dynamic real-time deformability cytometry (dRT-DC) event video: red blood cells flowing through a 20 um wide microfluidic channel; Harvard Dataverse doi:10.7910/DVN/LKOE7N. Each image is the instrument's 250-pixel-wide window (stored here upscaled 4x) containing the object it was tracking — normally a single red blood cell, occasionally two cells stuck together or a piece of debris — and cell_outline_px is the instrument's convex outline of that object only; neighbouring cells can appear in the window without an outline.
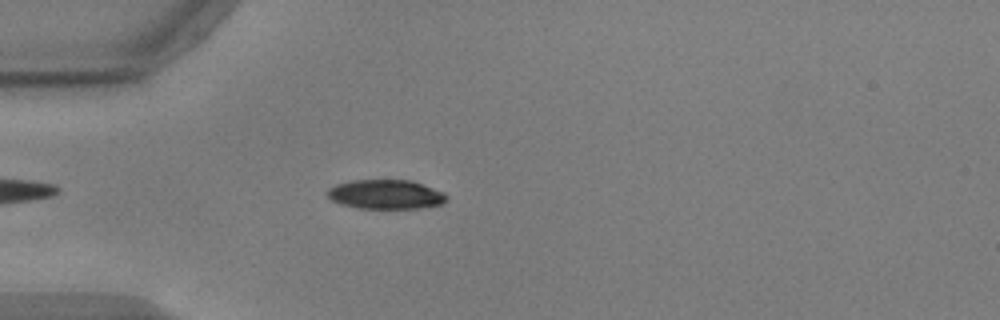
{"species": "common noctule bat (a hibernating species)", "species_latin": "Nyctalus noctula", "temperature_condition": "warm", "stored_images_in_passage": 45, "camera_frame_rate_fps": 3000, "um_per_image_px": 0.085, "animal": {"sex": "male", "body_mass_g": 17.9, "forearm_length_mm": 54.2}, "frame": {"image": 1, "passage_image": 6, "time_ms": 1.667, "image_size_px": [1000, 320], "cell_outline_px": [[448, 200], [444, 204], [420, 208], [360, 208], [340, 204], [332, 200], [328, 196], [328, 188], [336, 184], [352, 180], [412, 180], [444, 192], [448, 196]], "centroid_in_image_um": [32.83, 16.52], "position_along_channel_um": 52.2, "area_um2": 20.46}}
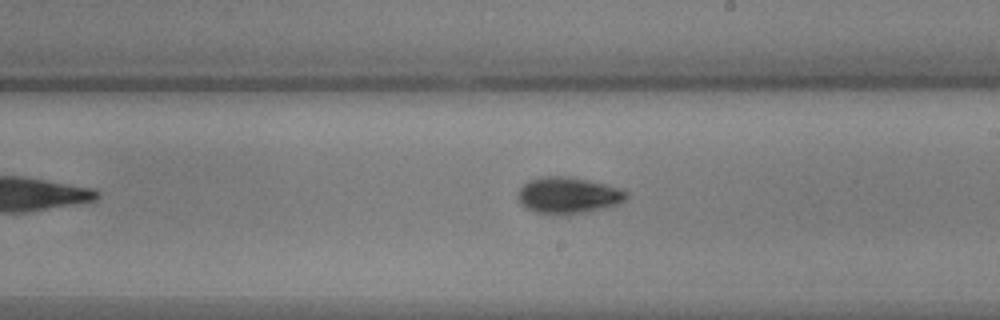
{"frame": {"image": 2, "passage_image": 22, "time_ms": 7.0, "image_size_px": [1000, 320], "cell_outline_px": [[628, 196], [624, 200], [616, 204], [604, 208], [588, 212], [552, 216], [536, 212], [520, 204], [516, 196], [520, 188], [528, 180], [544, 176], [568, 176], [604, 184], [620, 188], [628, 192]], "centroid_in_image_um": [48.26, 16.62], "position_along_channel_um": 240.7, "area_um2": 23.18}}
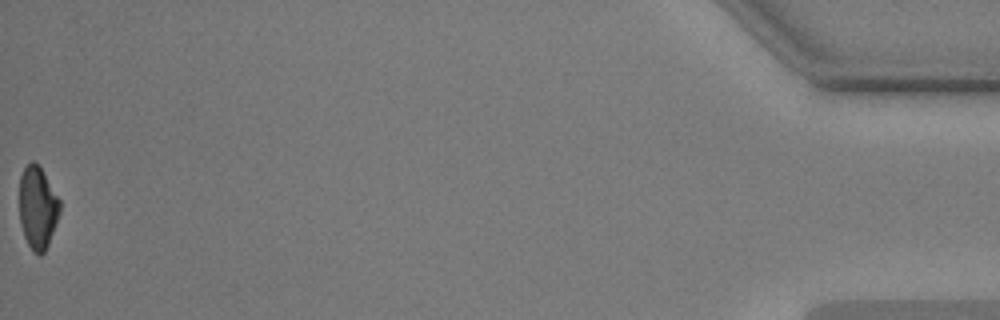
{"frame": {"image": 3, "passage_image": 45, "time_ms": 14.667, "image_size_px": [1000, 320], "cell_outline_px": [[60, 212], [56, 224], [48, 244], [44, 252], [40, 256], [28, 244], [24, 236], [20, 220], [20, 176], [24, 168], [32, 160], [40, 168], [60, 200]], "centroid_in_image_um": [3.2, 17.66], "position_along_channel_um": 432.0, "area_um2": 19.02}, "authors_computed_cell_mechanics": {"area_um2": 21.0392, "velocity_mm_per_s": 3.7268, "shape_relaxation_time_tau1_ms": 2.5378, "shape_relaxation_time_tau2_ms": 9.808, "deformation_change_tau1": 0.1369, "deformation_change_tau2": 0.1247}}